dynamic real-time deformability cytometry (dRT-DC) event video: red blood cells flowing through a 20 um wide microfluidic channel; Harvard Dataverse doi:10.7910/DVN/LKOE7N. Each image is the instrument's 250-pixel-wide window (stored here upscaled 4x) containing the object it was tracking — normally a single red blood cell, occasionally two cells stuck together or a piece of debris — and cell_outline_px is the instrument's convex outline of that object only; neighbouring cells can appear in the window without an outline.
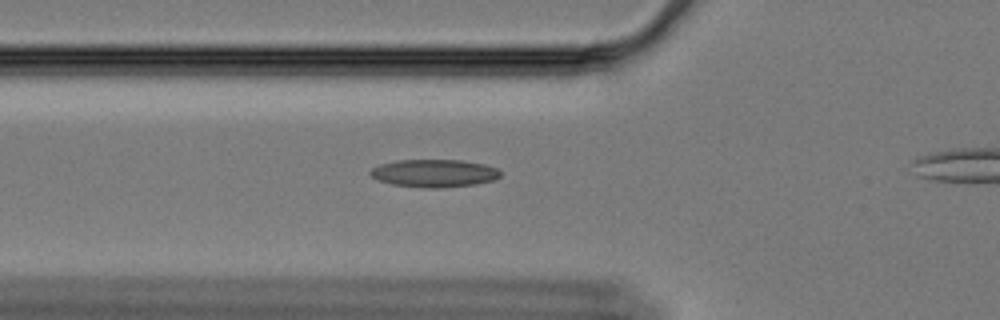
{"species": "Egyptian fruit bat (a non-hibernating species)", "species_latin": "Rousettus aegyptiacus", "temperature_condition": "cold", "stored_images_in_passage": 47, "camera_frame_rate_fps": 3000, "um_per_image_px": 0.085, "animal": {"sex": "female"}, "frame": {"image": 1, "passage_image": 16, "time_ms": 5.0, "image_size_px": [1000, 320], "cell_outline_px": [[500, 176], [492, 180], [476, 184], [436, 188], [424, 188], [392, 184], [380, 180], [372, 176], [368, 172], [372, 168], [380, 164], [396, 160], [460, 160], [484, 164], [496, 168], [500, 172]], "centroid_in_image_um": [36.89, 14.72], "position_along_channel_um": 88.9, "area_um2": 20.87}}
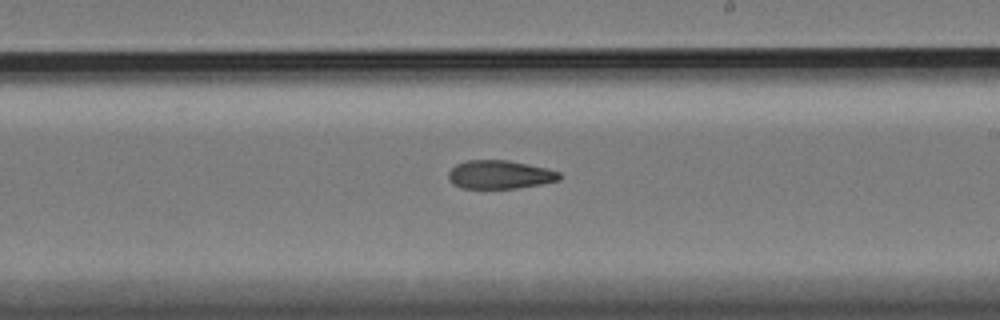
{"frame": {"image": 2, "passage_image": 30, "time_ms": 9.667, "image_size_px": [1000, 320], "cell_outline_px": [[564, 176], [560, 180], [540, 184], [516, 188], [460, 188], [452, 184], [448, 180], [448, 172], [456, 164], [468, 160], [508, 160], [548, 168], [560, 172]], "centroid_in_image_um": [42.49, 14.84], "position_along_channel_um": 246.5, "area_um2": 18.61}}
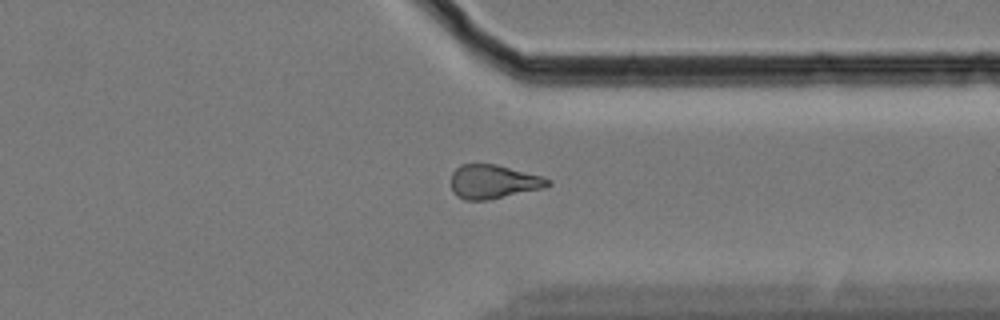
{"frame": {"image": 3, "passage_image": 41, "time_ms": 13.333, "image_size_px": [1000, 320], "cell_outline_px": [[552, 184], [544, 188], [488, 200], [464, 200], [456, 196], [452, 192], [452, 172], [460, 164], [496, 164], [540, 176], [552, 180]], "centroid_in_image_um": [41.92, 15.45], "position_along_channel_um": 369.5, "area_um2": 19.13}}